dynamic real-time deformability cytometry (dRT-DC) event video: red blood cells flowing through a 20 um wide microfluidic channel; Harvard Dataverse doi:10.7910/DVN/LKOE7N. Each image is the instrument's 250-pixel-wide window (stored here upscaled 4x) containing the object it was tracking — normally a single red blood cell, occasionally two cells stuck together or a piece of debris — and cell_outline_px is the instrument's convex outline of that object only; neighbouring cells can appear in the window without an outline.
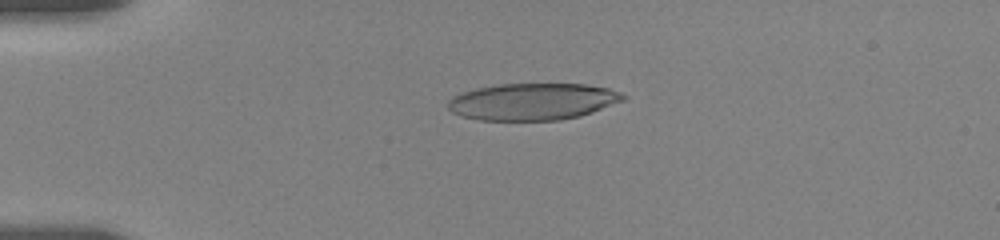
{"species": "human", "species_latin": "Homo sapiens", "temperature_condition": "room temperature", "stored_images_in_passage": 25, "camera_frame_rate_fps": 3000, "um_per_image_px": 0.085, "donor": {"sex": "female"}, "frame": {"image": 1, "passage_image": 5, "time_ms": 4.0, "image_size_px": [1000, 240], "cell_outline_px": [[628, 96], [624, 100], [592, 112], [580, 116], [560, 120], [476, 120], [460, 116], [452, 112], [448, 108], [448, 100], [452, 96], [476, 88], [500, 84], [588, 84], [608, 88], [620, 92]], "centroid_in_image_um": [45.27, 8.64], "position_along_channel_um": 39.7, "area_um2": 37.74}}
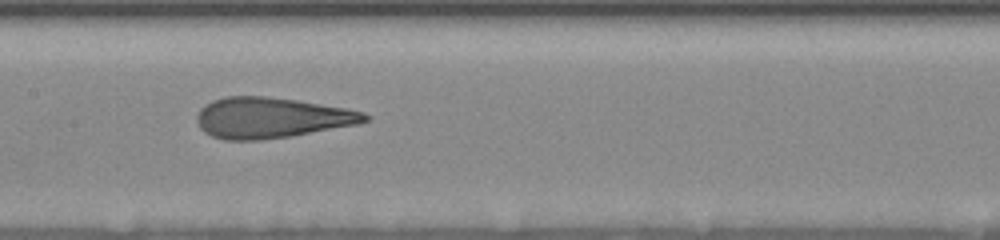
{"frame": {"image": 2, "passage_image": 15, "time_ms": 9.0, "image_size_px": [1000, 240], "cell_outline_px": [[372, 116], [368, 120], [360, 124], [288, 136], [260, 140], [224, 140], [212, 136], [204, 132], [200, 128], [196, 120], [196, 116], [200, 108], [204, 104], [212, 100], [224, 96], [264, 96], [296, 100], [344, 108], [364, 112]], "centroid_in_image_um": [23.03, 10.0], "position_along_channel_um": 184.4, "area_um2": 39.82}}
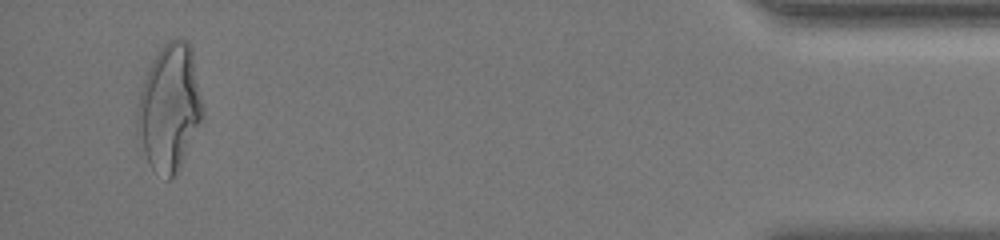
{"frame": {"image": 3, "passage_image": 25, "time_ms": 17.333, "image_size_px": [1000, 240], "cell_outline_px": [[204, 116], [180, 168], [168, 180], [152, 168], [136, 136], [136, 112], [140, 92], [144, 80], [152, 60], [160, 48], [168, 40], [176, 36], [188, 40], [192, 48], [204, 108]], "centroid_in_image_um": [14.42, 9.11], "position_along_channel_um": 420.8, "area_um2": 48.73}, "authors_computed_cell_mechanics": {"area_um2": 40.0554, "velocity_mm_per_s": 3.6521, "shape_relaxation_time_tau1_ms": 4.6256, "shape_relaxation_time_tau2_ms": 1.2492, "deformation_change_tau1": 0.2244, "deformation_change_tau2": 0.1208}}